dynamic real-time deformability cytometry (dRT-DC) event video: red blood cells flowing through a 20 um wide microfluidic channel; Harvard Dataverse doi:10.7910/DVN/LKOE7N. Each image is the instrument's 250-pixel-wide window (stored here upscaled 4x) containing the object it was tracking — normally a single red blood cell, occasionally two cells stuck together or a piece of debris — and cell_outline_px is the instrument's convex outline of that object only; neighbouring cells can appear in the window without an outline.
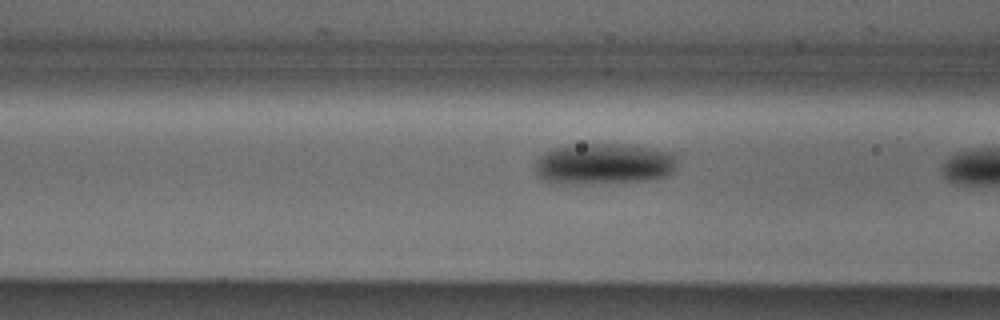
{"species": "Egyptian fruit bat (a non-hibernating species)", "species_latin": "Rousettus aegyptiacus", "temperature_condition": "cold", "stored_images_in_passage": 19, "camera_frame_rate_fps": 3000, "um_per_image_px": 0.085, "animal": {"sex": "male"}, "frame": {"image": 1, "passage_image": 18, "time_ms": 5.667, "image_size_px": [1000, 320], "cell_outline_px": [[676, 168], [668, 176], [656, 180], [576, 184], [552, 184], [540, 176], [536, 172], [536, 160], [544, 152], [552, 148], [584, 144], [624, 144], [672, 152], [676, 156]], "centroid_in_image_um": [51.35, 13.95], "position_along_channel_um": 115.2, "area_um2": 34.28}}